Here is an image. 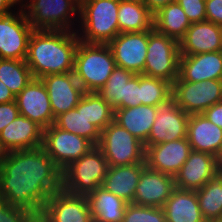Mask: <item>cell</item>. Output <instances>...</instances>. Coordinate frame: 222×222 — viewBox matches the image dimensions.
<instances>
[{"label":"cell","mask_w":222,"mask_h":222,"mask_svg":"<svg viewBox=\"0 0 222 222\" xmlns=\"http://www.w3.org/2000/svg\"><path fill=\"white\" fill-rule=\"evenodd\" d=\"M97 147L110 167L146 163L144 143L114 120L101 131Z\"/></svg>","instance_id":"obj_6"},{"label":"cell","mask_w":222,"mask_h":222,"mask_svg":"<svg viewBox=\"0 0 222 222\" xmlns=\"http://www.w3.org/2000/svg\"><path fill=\"white\" fill-rule=\"evenodd\" d=\"M216 162H217V166L219 168V171H222V146H221L219 153L216 156Z\"/></svg>","instance_id":"obj_46"},{"label":"cell","mask_w":222,"mask_h":222,"mask_svg":"<svg viewBox=\"0 0 222 222\" xmlns=\"http://www.w3.org/2000/svg\"><path fill=\"white\" fill-rule=\"evenodd\" d=\"M157 115V107L140 104L114 110V121L138 140L146 143Z\"/></svg>","instance_id":"obj_25"},{"label":"cell","mask_w":222,"mask_h":222,"mask_svg":"<svg viewBox=\"0 0 222 222\" xmlns=\"http://www.w3.org/2000/svg\"><path fill=\"white\" fill-rule=\"evenodd\" d=\"M40 216L46 222H94L87 196L62 189L47 200Z\"/></svg>","instance_id":"obj_13"},{"label":"cell","mask_w":222,"mask_h":222,"mask_svg":"<svg viewBox=\"0 0 222 222\" xmlns=\"http://www.w3.org/2000/svg\"><path fill=\"white\" fill-rule=\"evenodd\" d=\"M218 172L215 156L192 150L188 159L174 176L175 186L181 190L196 191Z\"/></svg>","instance_id":"obj_18"},{"label":"cell","mask_w":222,"mask_h":222,"mask_svg":"<svg viewBox=\"0 0 222 222\" xmlns=\"http://www.w3.org/2000/svg\"><path fill=\"white\" fill-rule=\"evenodd\" d=\"M172 95L176 104L188 115L202 114L212 105L222 101V80L201 82L182 81L172 83Z\"/></svg>","instance_id":"obj_9"},{"label":"cell","mask_w":222,"mask_h":222,"mask_svg":"<svg viewBox=\"0 0 222 222\" xmlns=\"http://www.w3.org/2000/svg\"><path fill=\"white\" fill-rule=\"evenodd\" d=\"M61 187L62 170L42 147L7 152L0 162V199L34 215Z\"/></svg>","instance_id":"obj_1"},{"label":"cell","mask_w":222,"mask_h":222,"mask_svg":"<svg viewBox=\"0 0 222 222\" xmlns=\"http://www.w3.org/2000/svg\"><path fill=\"white\" fill-rule=\"evenodd\" d=\"M94 147L86 138L62 130L54 124L43 131L42 148L61 170Z\"/></svg>","instance_id":"obj_10"},{"label":"cell","mask_w":222,"mask_h":222,"mask_svg":"<svg viewBox=\"0 0 222 222\" xmlns=\"http://www.w3.org/2000/svg\"><path fill=\"white\" fill-rule=\"evenodd\" d=\"M54 125L86 138L95 146L99 143L101 131L85 117V93L75 108L55 118Z\"/></svg>","instance_id":"obj_29"},{"label":"cell","mask_w":222,"mask_h":222,"mask_svg":"<svg viewBox=\"0 0 222 222\" xmlns=\"http://www.w3.org/2000/svg\"><path fill=\"white\" fill-rule=\"evenodd\" d=\"M116 66L134 74H142L148 46V30L143 32L119 33L108 44Z\"/></svg>","instance_id":"obj_14"},{"label":"cell","mask_w":222,"mask_h":222,"mask_svg":"<svg viewBox=\"0 0 222 222\" xmlns=\"http://www.w3.org/2000/svg\"><path fill=\"white\" fill-rule=\"evenodd\" d=\"M146 163L129 164L108 168L102 187L108 192L122 198L125 202L133 203L136 186Z\"/></svg>","instance_id":"obj_24"},{"label":"cell","mask_w":222,"mask_h":222,"mask_svg":"<svg viewBox=\"0 0 222 222\" xmlns=\"http://www.w3.org/2000/svg\"><path fill=\"white\" fill-rule=\"evenodd\" d=\"M44 129L35 121L18 115L0 132V146L5 153L42 147Z\"/></svg>","instance_id":"obj_20"},{"label":"cell","mask_w":222,"mask_h":222,"mask_svg":"<svg viewBox=\"0 0 222 222\" xmlns=\"http://www.w3.org/2000/svg\"><path fill=\"white\" fill-rule=\"evenodd\" d=\"M190 23L206 21L205 0H176Z\"/></svg>","instance_id":"obj_38"},{"label":"cell","mask_w":222,"mask_h":222,"mask_svg":"<svg viewBox=\"0 0 222 222\" xmlns=\"http://www.w3.org/2000/svg\"><path fill=\"white\" fill-rule=\"evenodd\" d=\"M179 42L158 32L148 30V46L143 75L160 78L171 84L179 76Z\"/></svg>","instance_id":"obj_7"},{"label":"cell","mask_w":222,"mask_h":222,"mask_svg":"<svg viewBox=\"0 0 222 222\" xmlns=\"http://www.w3.org/2000/svg\"><path fill=\"white\" fill-rule=\"evenodd\" d=\"M79 41L74 29L33 30L25 59L33 77L73 72Z\"/></svg>","instance_id":"obj_2"},{"label":"cell","mask_w":222,"mask_h":222,"mask_svg":"<svg viewBox=\"0 0 222 222\" xmlns=\"http://www.w3.org/2000/svg\"><path fill=\"white\" fill-rule=\"evenodd\" d=\"M179 48L180 55L222 51V26L207 20L191 23Z\"/></svg>","instance_id":"obj_21"},{"label":"cell","mask_w":222,"mask_h":222,"mask_svg":"<svg viewBox=\"0 0 222 222\" xmlns=\"http://www.w3.org/2000/svg\"><path fill=\"white\" fill-rule=\"evenodd\" d=\"M162 208L167 222H207L201 213L196 191L175 188Z\"/></svg>","instance_id":"obj_26"},{"label":"cell","mask_w":222,"mask_h":222,"mask_svg":"<svg viewBox=\"0 0 222 222\" xmlns=\"http://www.w3.org/2000/svg\"><path fill=\"white\" fill-rule=\"evenodd\" d=\"M21 5L34 30L71 31L74 23L71 18L75 14L79 16L80 10L76 0H30L29 4L22 2Z\"/></svg>","instance_id":"obj_8"},{"label":"cell","mask_w":222,"mask_h":222,"mask_svg":"<svg viewBox=\"0 0 222 222\" xmlns=\"http://www.w3.org/2000/svg\"><path fill=\"white\" fill-rule=\"evenodd\" d=\"M4 155H5V152L3 151L2 147L0 146V162L3 159Z\"/></svg>","instance_id":"obj_48"},{"label":"cell","mask_w":222,"mask_h":222,"mask_svg":"<svg viewBox=\"0 0 222 222\" xmlns=\"http://www.w3.org/2000/svg\"><path fill=\"white\" fill-rule=\"evenodd\" d=\"M122 222H167L161 207L141 206L133 203L127 205Z\"/></svg>","instance_id":"obj_36"},{"label":"cell","mask_w":222,"mask_h":222,"mask_svg":"<svg viewBox=\"0 0 222 222\" xmlns=\"http://www.w3.org/2000/svg\"><path fill=\"white\" fill-rule=\"evenodd\" d=\"M189 116L177 106L173 95L160 102L157 105L155 122L144 144L145 148L162 142L186 138Z\"/></svg>","instance_id":"obj_11"},{"label":"cell","mask_w":222,"mask_h":222,"mask_svg":"<svg viewBox=\"0 0 222 222\" xmlns=\"http://www.w3.org/2000/svg\"><path fill=\"white\" fill-rule=\"evenodd\" d=\"M120 0H83L80 3V41L108 44L119 34L118 6ZM84 34V35H83ZM82 35V36H81Z\"/></svg>","instance_id":"obj_4"},{"label":"cell","mask_w":222,"mask_h":222,"mask_svg":"<svg viewBox=\"0 0 222 222\" xmlns=\"http://www.w3.org/2000/svg\"><path fill=\"white\" fill-rule=\"evenodd\" d=\"M34 216L29 210L0 199V222H29Z\"/></svg>","instance_id":"obj_37"},{"label":"cell","mask_w":222,"mask_h":222,"mask_svg":"<svg viewBox=\"0 0 222 222\" xmlns=\"http://www.w3.org/2000/svg\"><path fill=\"white\" fill-rule=\"evenodd\" d=\"M199 207L207 222H222V172L196 190Z\"/></svg>","instance_id":"obj_31"},{"label":"cell","mask_w":222,"mask_h":222,"mask_svg":"<svg viewBox=\"0 0 222 222\" xmlns=\"http://www.w3.org/2000/svg\"><path fill=\"white\" fill-rule=\"evenodd\" d=\"M94 222H122L128 203L102 186L87 195Z\"/></svg>","instance_id":"obj_27"},{"label":"cell","mask_w":222,"mask_h":222,"mask_svg":"<svg viewBox=\"0 0 222 222\" xmlns=\"http://www.w3.org/2000/svg\"><path fill=\"white\" fill-rule=\"evenodd\" d=\"M176 188L174 177L148 168L142 170L133 204L163 207Z\"/></svg>","instance_id":"obj_19"},{"label":"cell","mask_w":222,"mask_h":222,"mask_svg":"<svg viewBox=\"0 0 222 222\" xmlns=\"http://www.w3.org/2000/svg\"><path fill=\"white\" fill-rule=\"evenodd\" d=\"M119 33L143 32L153 28V14L141 0H120Z\"/></svg>","instance_id":"obj_28"},{"label":"cell","mask_w":222,"mask_h":222,"mask_svg":"<svg viewBox=\"0 0 222 222\" xmlns=\"http://www.w3.org/2000/svg\"><path fill=\"white\" fill-rule=\"evenodd\" d=\"M33 78L25 60L0 58V81L10 89L15 97Z\"/></svg>","instance_id":"obj_32"},{"label":"cell","mask_w":222,"mask_h":222,"mask_svg":"<svg viewBox=\"0 0 222 222\" xmlns=\"http://www.w3.org/2000/svg\"><path fill=\"white\" fill-rule=\"evenodd\" d=\"M33 30L23 8L0 16V58L25 60Z\"/></svg>","instance_id":"obj_12"},{"label":"cell","mask_w":222,"mask_h":222,"mask_svg":"<svg viewBox=\"0 0 222 222\" xmlns=\"http://www.w3.org/2000/svg\"><path fill=\"white\" fill-rule=\"evenodd\" d=\"M14 100V94L2 81H0V103H8Z\"/></svg>","instance_id":"obj_44"},{"label":"cell","mask_w":222,"mask_h":222,"mask_svg":"<svg viewBox=\"0 0 222 222\" xmlns=\"http://www.w3.org/2000/svg\"><path fill=\"white\" fill-rule=\"evenodd\" d=\"M206 20L222 26V0H205Z\"/></svg>","instance_id":"obj_41"},{"label":"cell","mask_w":222,"mask_h":222,"mask_svg":"<svg viewBox=\"0 0 222 222\" xmlns=\"http://www.w3.org/2000/svg\"><path fill=\"white\" fill-rule=\"evenodd\" d=\"M109 164L95 146L62 170L61 189L74 195L87 196L102 186Z\"/></svg>","instance_id":"obj_5"},{"label":"cell","mask_w":222,"mask_h":222,"mask_svg":"<svg viewBox=\"0 0 222 222\" xmlns=\"http://www.w3.org/2000/svg\"><path fill=\"white\" fill-rule=\"evenodd\" d=\"M192 151L186 138L147 146L146 166L152 170L175 176Z\"/></svg>","instance_id":"obj_17"},{"label":"cell","mask_w":222,"mask_h":222,"mask_svg":"<svg viewBox=\"0 0 222 222\" xmlns=\"http://www.w3.org/2000/svg\"><path fill=\"white\" fill-rule=\"evenodd\" d=\"M134 75L133 72L116 66L105 85L97 91L102 99L115 109L124 108L125 83Z\"/></svg>","instance_id":"obj_33"},{"label":"cell","mask_w":222,"mask_h":222,"mask_svg":"<svg viewBox=\"0 0 222 222\" xmlns=\"http://www.w3.org/2000/svg\"><path fill=\"white\" fill-rule=\"evenodd\" d=\"M191 23L182 7L169 3L153 15V27L160 33L180 42Z\"/></svg>","instance_id":"obj_30"},{"label":"cell","mask_w":222,"mask_h":222,"mask_svg":"<svg viewBox=\"0 0 222 222\" xmlns=\"http://www.w3.org/2000/svg\"><path fill=\"white\" fill-rule=\"evenodd\" d=\"M21 3L20 0H0V16L11 13V7H14L15 4Z\"/></svg>","instance_id":"obj_45"},{"label":"cell","mask_w":222,"mask_h":222,"mask_svg":"<svg viewBox=\"0 0 222 222\" xmlns=\"http://www.w3.org/2000/svg\"><path fill=\"white\" fill-rule=\"evenodd\" d=\"M85 117L102 131L114 120V109L98 92H85Z\"/></svg>","instance_id":"obj_34"},{"label":"cell","mask_w":222,"mask_h":222,"mask_svg":"<svg viewBox=\"0 0 222 222\" xmlns=\"http://www.w3.org/2000/svg\"><path fill=\"white\" fill-rule=\"evenodd\" d=\"M115 67L116 62L107 44L79 41L73 72L85 92L99 91Z\"/></svg>","instance_id":"obj_3"},{"label":"cell","mask_w":222,"mask_h":222,"mask_svg":"<svg viewBox=\"0 0 222 222\" xmlns=\"http://www.w3.org/2000/svg\"><path fill=\"white\" fill-rule=\"evenodd\" d=\"M20 115L35 121L43 129L54 124L49 94L41 79L33 78L15 97Z\"/></svg>","instance_id":"obj_16"},{"label":"cell","mask_w":222,"mask_h":222,"mask_svg":"<svg viewBox=\"0 0 222 222\" xmlns=\"http://www.w3.org/2000/svg\"><path fill=\"white\" fill-rule=\"evenodd\" d=\"M178 77L194 83L222 80V51L180 55Z\"/></svg>","instance_id":"obj_22"},{"label":"cell","mask_w":222,"mask_h":222,"mask_svg":"<svg viewBox=\"0 0 222 222\" xmlns=\"http://www.w3.org/2000/svg\"><path fill=\"white\" fill-rule=\"evenodd\" d=\"M187 139L193 151L217 156L222 146V128L209 121L203 114L189 116Z\"/></svg>","instance_id":"obj_23"},{"label":"cell","mask_w":222,"mask_h":222,"mask_svg":"<svg viewBox=\"0 0 222 222\" xmlns=\"http://www.w3.org/2000/svg\"><path fill=\"white\" fill-rule=\"evenodd\" d=\"M16 100L0 103V132L19 115Z\"/></svg>","instance_id":"obj_40"},{"label":"cell","mask_w":222,"mask_h":222,"mask_svg":"<svg viewBox=\"0 0 222 222\" xmlns=\"http://www.w3.org/2000/svg\"><path fill=\"white\" fill-rule=\"evenodd\" d=\"M29 222H46L40 215H34Z\"/></svg>","instance_id":"obj_47"},{"label":"cell","mask_w":222,"mask_h":222,"mask_svg":"<svg viewBox=\"0 0 222 222\" xmlns=\"http://www.w3.org/2000/svg\"><path fill=\"white\" fill-rule=\"evenodd\" d=\"M149 11L154 15L161 8L165 7L169 3L176 2V0H141Z\"/></svg>","instance_id":"obj_43"},{"label":"cell","mask_w":222,"mask_h":222,"mask_svg":"<svg viewBox=\"0 0 222 222\" xmlns=\"http://www.w3.org/2000/svg\"><path fill=\"white\" fill-rule=\"evenodd\" d=\"M141 104V74H134L127 83L124 91V108L136 107Z\"/></svg>","instance_id":"obj_39"},{"label":"cell","mask_w":222,"mask_h":222,"mask_svg":"<svg viewBox=\"0 0 222 222\" xmlns=\"http://www.w3.org/2000/svg\"><path fill=\"white\" fill-rule=\"evenodd\" d=\"M209 121L222 128V101L202 113Z\"/></svg>","instance_id":"obj_42"},{"label":"cell","mask_w":222,"mask_h":222,"mask_svg":"<svg viewBox=\"0 0 222 222\" xmlns=\"http://www.w3.org/2000/svg\"><path fill=\"white\" fill-rule=\"evenodd\" d=\"M172 95V84L160 78L141 74V104L157 105Z\"/></svg>","instance_id":"obj_35"},{"label":"cell","mask_w":222,"mask_h":222,"mask_svg":"<svg viewBox=\"0 0 222 222\" xmlns=\"http://www.w3.org/2000/svg\"><path fill=\"white\" fill-rule=\"evenodd\" d=\"M40 79L49 94L50 106L55 118L75 108L85 93L74 72L49 74Z\"/></svg>","instance_id":"obj_15"}]
</instances>
